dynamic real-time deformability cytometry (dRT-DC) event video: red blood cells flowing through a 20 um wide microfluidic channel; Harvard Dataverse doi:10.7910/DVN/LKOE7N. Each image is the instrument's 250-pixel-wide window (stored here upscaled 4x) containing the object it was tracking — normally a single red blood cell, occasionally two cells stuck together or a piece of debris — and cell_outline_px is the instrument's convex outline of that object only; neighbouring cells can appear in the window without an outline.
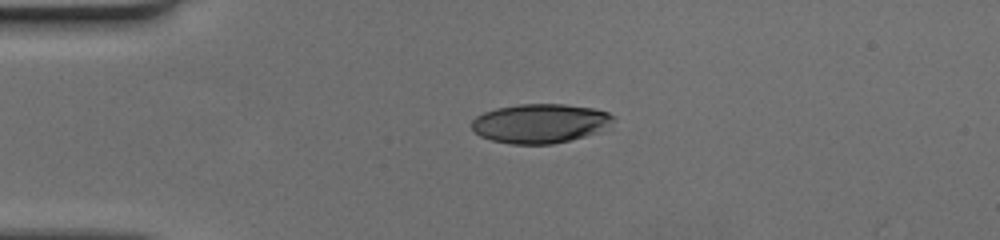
{"species": "human", "species_latin": "Homo sapiens", "temperature_condition": "cold", "stored_images_in_passage": 40, "camera_frame_rate_fps": 3000, "um_per_image_px": 0.085, "donor": {"sex": "female"}, "frame": {"image": 1, "passage_image": 1, "time_ms": 0.0, "image_size_px": [1000, 240], "cell_outline_px": [[612, 120], [596, 132], [584, 136], [552, 144], [512, 144], [492, 140], [480, 136], [472, 128], [472, 120], [476, 116], [484, 112], [496, 108], [520, 104], [564, 104], [592, 108], [608, 112], [612, 116]], "centroid_in_image_um": [45.84, 10.48], "position_along_channel_um": 39.2, "area_um2": 31.85}}
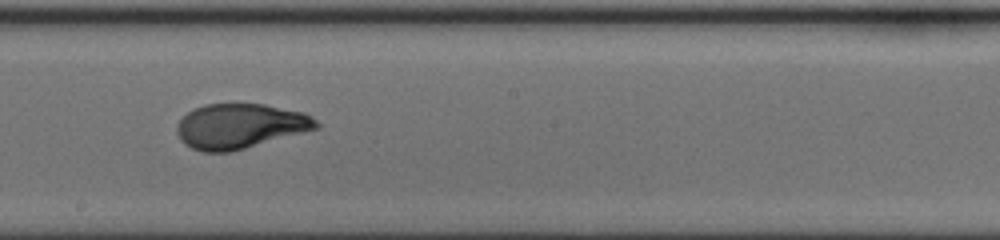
{"frame": {"image": 2, "passage_image": 18, "time_ms": 5.667, "image_size_px": [1000, 240], "cell_outline_px": [[320, 128], [232, 152], [204, 152], [192, 148], [184, 144], [180, 140], [176, 132], [176, 128], [180, 120], [192, 108], [204, 104], [264, 104], [304, 112], [312, 116], [320, 124]], "centroid_in_image_um": [20.42, 10.72], "position_along_channel_um": 227.8, "area_um2": 36.76}}
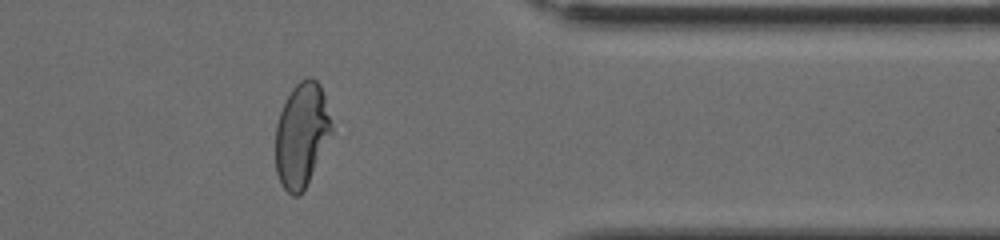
{"frame": {"image": 3, "passage_image": 31, "time_ms": 10.0, "image_size_px": [1000, 240], "cell_outline_px": [[332, 132], [304, 188], [296, 196], [292, 196], [280, 184], [276, 172], [276, 124], [280, 112], [292, 88], [300, 80], [308, 76], [312, 76], [320, 84], [324, 96], [332, 124]], "centroid_in_image_um": [25.62, 11.42], "position_along_channel_um": 385.8, "area_um2": 33.52}}